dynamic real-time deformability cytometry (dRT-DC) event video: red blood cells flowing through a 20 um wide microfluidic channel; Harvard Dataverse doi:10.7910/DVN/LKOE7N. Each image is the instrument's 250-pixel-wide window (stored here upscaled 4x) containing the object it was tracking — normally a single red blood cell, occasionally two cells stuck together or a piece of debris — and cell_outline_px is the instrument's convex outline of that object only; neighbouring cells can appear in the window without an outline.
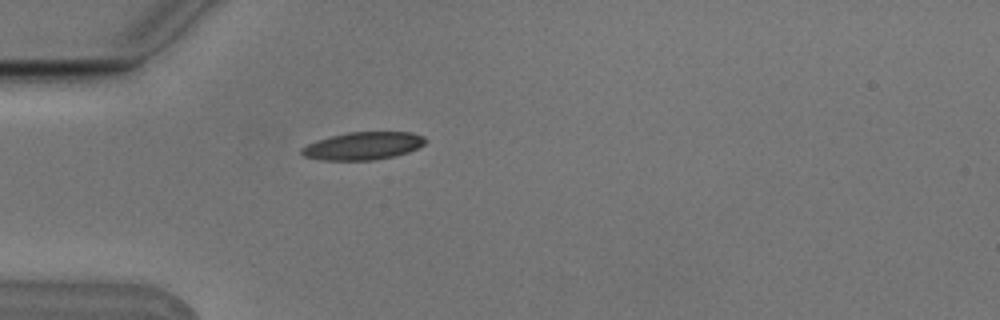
{"species": "Egyptian fruit bat (a non-hibernating species)", "species_latin": "Rousettus aegyptiacus", "temperature_condition": "cold", "stored_images_in_passage": 1, "camera_frame_rate_fps": 3000, "um_per_image_px": 0.085, "animal": {"sex": "male"}, "frame": {"image": 1, "passage_image": 1, "time_ms": 0.0, "image_size_px": [1000, 320], "cell_outline_px": [[428, 140], [424, 144], [408, 152], [396, 156], [372, 160], [324, 160], [304, 156], [300, 152], [300, 148], [316, 140], [348, 132], [412, 132], [424, 136]], "centroid_in_image_um": [30.88, 12.39], "position_along_channel_um": 54.1, "area_um2": 20.0}}